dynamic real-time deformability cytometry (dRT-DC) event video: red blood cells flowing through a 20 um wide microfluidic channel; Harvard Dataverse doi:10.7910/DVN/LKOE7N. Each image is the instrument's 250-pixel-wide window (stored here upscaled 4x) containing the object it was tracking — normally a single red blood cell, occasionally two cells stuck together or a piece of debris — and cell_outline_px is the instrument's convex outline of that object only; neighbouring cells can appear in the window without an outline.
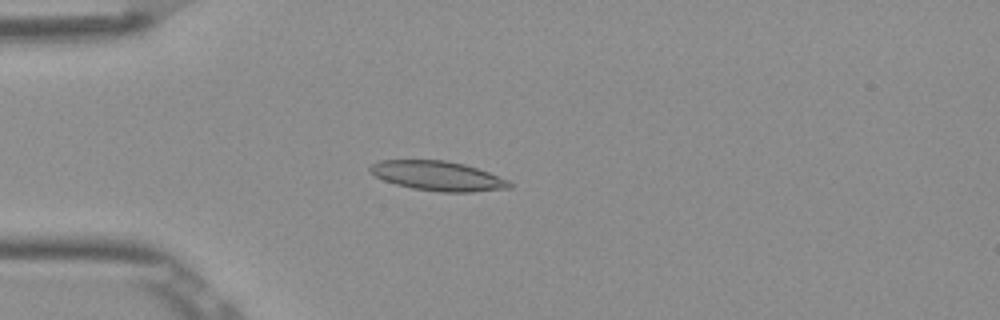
{"species": "Egyptian fruit bat (a non-hibernating species)", "species_latin": "Rousettus aegyptiacus", "temperature_condition": "room temperature", "stored_images_in_passage": 51, "camera_frame_rate_fps": 3000, "um_per_image_px": 0.085, "frame": {"image": 1, "passage_image": 13, "time_ms": 4.0, "image_size_px": [1000, 320], "cell_outline_px": [[512, 188], [472, 192], [440, 192], [412, 188], [396, 184], [384, 180], [376, 176], [368, 168], [372, 164], [380, 160], [444, 160], [464, 164], [488, 172], [508, 180], [512, 184]], "centroid_in_image_um": [37.23, 14.96], "position_along_channel_um": 47.8, "area_um2": 23.87}}
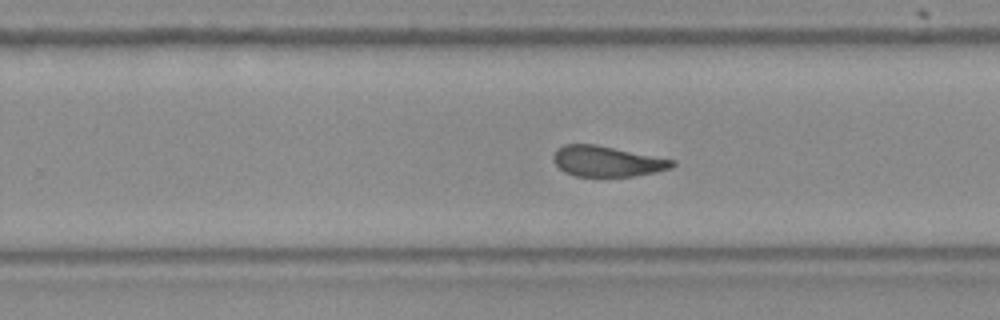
{"frame": {"image": 2, "passage_image": 32, "time_ms": 10.333, "image_size_px": [1000, 320], "cell_outline_px": [[676, 164], [672, 168], [656, 172], [632, 176], [576, 176], [564, 172], [552, 160], [552, 156], [556, 148], [564, 144], [596, 144], [676, 160]], "centroid_in_image_um": [51.59, 13.7], "position_along_channel_um": 278.2, "area_um2": 21.33}}
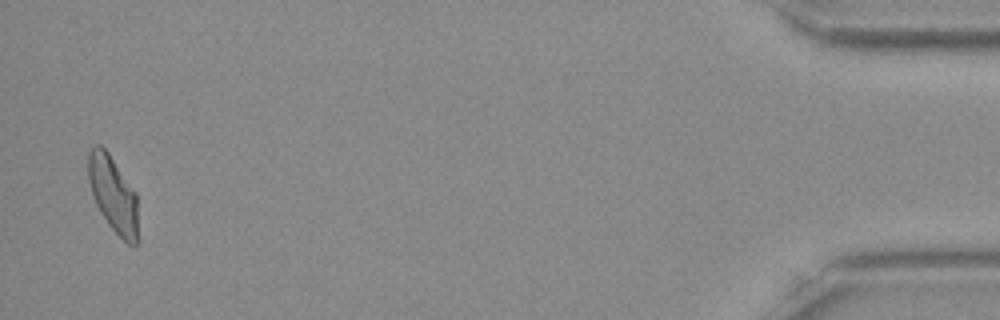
{"frame": {"image": 3, "passage_image": 50, "time_ms": 16.333, "image_size_px": [1000, 320], "cell_outline_px": [[136, 244], [128, 244], [108, 224], [100, 212], [92, 196], [88, 180], [88, 152], [96, 144], [100, 144], [108, 152], [136, 192]], "centroid_in_image_um": [9.57, 16.45], "position_along_channel_um": 425.6, "area_um2": 21.68}, "authors_computed_cell_mechanics": {"area_um2": 22.6576, "velocity_mm_per_s": 3.8836, "shape_relaxation_time_tau1_ms": null, "shape_relaxation_time_tau2_ms": 2.7332, "deformation_change_tau1": null, "deformation_change_tau2": 0.0916}}